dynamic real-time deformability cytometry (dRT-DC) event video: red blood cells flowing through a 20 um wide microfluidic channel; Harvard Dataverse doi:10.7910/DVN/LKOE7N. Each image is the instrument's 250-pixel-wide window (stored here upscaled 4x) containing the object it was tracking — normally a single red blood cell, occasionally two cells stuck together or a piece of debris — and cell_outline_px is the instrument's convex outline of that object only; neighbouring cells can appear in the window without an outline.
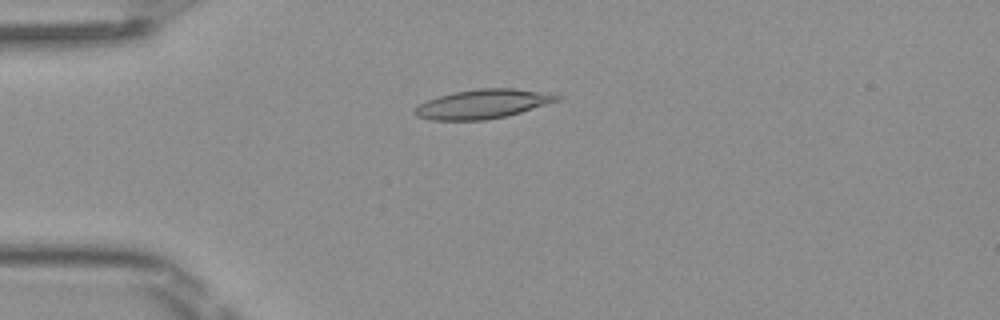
{"species": "Egyptian fruit bat (a non-hibernating species)", "species_latin": "Rousettus aegyptiacus", "temperature_condition": "room temperature", "stored_images_in_passage": 50, "camera_frame_rate_fps": 3000, "um_per_image_px": 0.085, "frame": {"image": 1, "passage_image": 13, "time_ms": 4.0, "image_size_px": [1000, 320], "cell_outline_px": [[564, 96], [560, 100], [520, 112], [504, 116], [484, 120], [432, 120], [416, 116], [412, 112], [420, 104], [436, 96], [452, 92], [476, 88], [516, 88], [548, 92]], "centroid_in_image_um": [41.05, 8.82], "position_along_channel_um": 43.9, "area_um2": 24.33}}
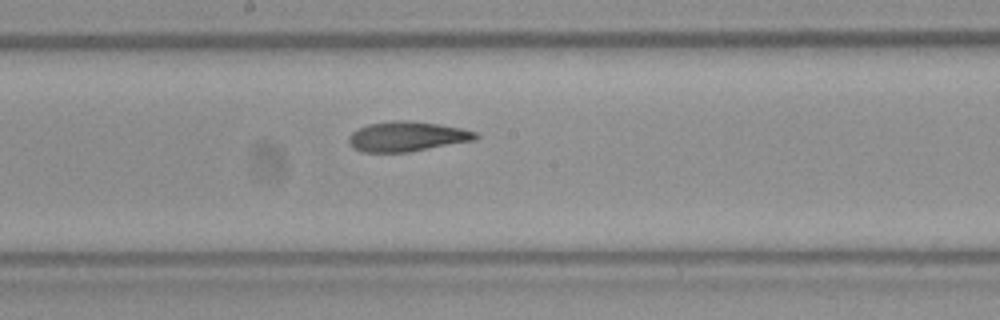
{"frame": {"image": 2, "passage_image": 27, "time_ms": 8.667, "image_size_px": [1000, 320], "cell_outline_px": [[480, 136], [476, 140], [408, 152], [360, 152], [352, 148], [348, 144], [348, 136], [352, 132], [368, 124], [392, 120], [412, 120], [440, 124], [460, 128], [476, 132]], "centroid_in_image_um": [34.58, 11.6], "position_along_channel_um": 213.6, "area_um2": 22.37}}
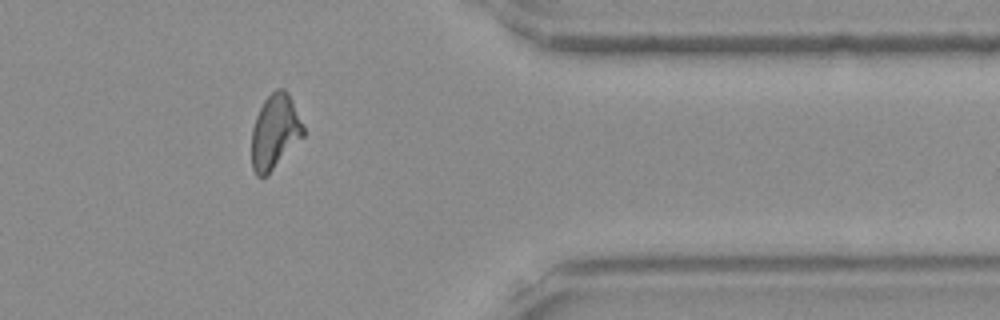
{"frame": {"image": 3, "passage_image": 41, "time_ms": 13.333, "image_size_px": [1000, 320], "cell_outline_px": [[304, 136], [264, 176], [256, 176], [252, 168], [252, 128], [256, 116], [264, 100], [276, 88], [284, 88], [288, 92], [292, 100], [304, 128]], "centroid_in_image_um": [23.36, 11.15], "position_along_channel_um": 388.0, "area_um2": 21.96}, "authors_computed_cell_mechanics": {"area_um2": 22.3975, "velocity_mm_per_s": 4.0996, "shape_relaxation_time_tau1_ms": 10.127, "shape_relaxation_time_tau2_ms": 2.7407, "deformation_change_tau1": 0.2531, "deformation_change_tau2": 0.1144}}